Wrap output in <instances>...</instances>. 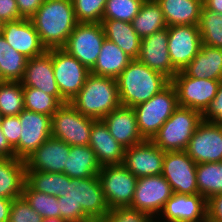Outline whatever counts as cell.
<instances>
[{"instance_id": "obj_1", "label": "cell", "mask_w": 222, "mask_h": 222, "mask_svg": "<svg viewBox=\"0 0 222 222\" xmlns=\"http://www.w3.org/2000/svg\"><path fill=\"white\" fill-rule=\"evenodd\" d=\"M60 218L66 222H98L110 208L98 175L70 178L65 175L63 197H58Z\"/></svg>"}, {"instance_id": "obj_2", "label": "cell", "mask_w": 222, "mask_h": 222, "mask_svg": "<svg viewBox=\"0 0 222 222\" xmlns=\"http://www.w3.org/2000/svg\"><path fill=\"white\" fill-rule=\"evenodd\" d=\"M30 20L46 49L62 48L78 23L72 0H44Z\"/></svg>"}, {"instance_id": "obj_3", "label": "cell", "mask_w": 222, "mask_h": 222, "mask_svg": "<svg viewBox=\"0 0 222 222\" xmlns=\"http://www.w3.org/2000/svg\"><path fill=\"white\" fill-rule=\"evenodd\" d=\"M171 81L138 59H132L117 78L120 104L135 107L151 99Z\"/></svg>"}, {"instance_id": "obj_4", "label": "cell", "mask_w": 222, "mask_h": 222, "mask_svg": "<svg viewBox=\"0 0 222 222\" xmlns=\"http://www.w3.org/2000/svg\"><path fill=\"white\" fill-rule=\"evenodd\" d=\"M70 103L82 115L102 120L121 105L117 79L90 73L84 86Z\"/></svg>"}, {"instance_id": "obj_5", "label": "cell", "mask_w": 222, "mask_h": 222, "mask_svg": "<svg viewBox=\"0 0 222 222\" xmlns=\"http://www.w3.org/2000/svg\"><path fill=\"white\" fill-rule=\"evenodd\" d=\"M202 121L201 112L179 106L151 141L163 151H184Z\"/></svg>"}, {"instance_id": "obj_6", "label": "cell", "mask_w": 222, "mask_h": 222, "mask_svg": "<svg viewBox=\"0 0 222 222\" xmlns=\"http://www.w3.org/2000/svg\"><path fill=\"white\" fill-rule=\"evenodd\" d=\"M178 107L177 91L171 82L148 101L133 107L141 136L152 140Z\"/></svg>"}, {"instance_id": "obj_7", "label": "cell", "mask_w": 222, "mask_h": 222, "mask_svg": "<svg viewBox=\"0 0 222 222\" xmlns=\"http://www.w3.org/2000/svg\"><path fill=\"white\" fill-rule=\"evenodd\" d=\"M95 121L82 115L70 102L63 103L51 116V136L70 146L89 145Z\"/></svg>"}, {"instance_id": "obj_8", "label": "cell", "mask_w": 222, "mask_h": 222, "mask_svg": "<svg viewBox=\"0 0 222 222\" xmlns=\"http://www.w3.org/2000/svg\"><path fill=\"white\" fill-rule=\"evenodd\" d=\"M98 178L110 209L130 207L138 178L123 164L101 166Z\"/></svg>"}, {"instance_id": "obj_9", "label": "cell", "mask_w": 222, "mask_h": 222, "mask_svg": "<svg viewBox=\"0 0 222 222\" xmlns=\"http://www.w3.org/2000/svg\"><path fill=\"white\" fill-rule=\"evenodd\" d=\"M61 96L71 102L84 86L90 70L62 48L47 49Z\"/></svg>"}, {"instance_id": "obj_10", "label": "cell", "mask_w": 222, "mask_h": 222, "mask_svg": "<svg viewBox=\"0 0 222 222\" xmlns=\"http://www.w3.org/2000/svg\"><path fill=\"white\" fill-rule=\"evenodd\" d=\"M104 40L101 23L78 22L62 49L91 70L97 62Z\"/></svg>"}, {"instance_id": "obj_11", "label": "cell", "mask_w": 222, "mask_h": 222, "mask_svg": "<svg viewBox=\"0 0 222 222\" xmlns=\"http://www.w3.org/2000/svg\"><path fill=\"white\" fill-rule=\"evenodd\" d=\"M171 83L176 88L179 106L191 108L203 114L215 98L221 81L196 79L179 71Z\"/></svg>"}, {"instance_id": "obj_12", "label": "cell", "mask_w": 222, "mask_h": 222, "mask_svg": "<svg viewBox=\"0 0 222 222\" xmlns=\"http://www.w3.org/2000/svg\"><path fill=\"white\" fill-rule=\"evenodd\" d=\"M196 165L185 150L166 151L162 176L168 181L174 193L198 194Z\"/></svg>"}, {"instance_id": "obj_13", "label": "cell", "mask_w": 222, "mask_h": 222, "mask_svg": "<svg viewBox=\"0 0 222 222\" xmlns=\"http://www.w3.org/2000/svg\"><path fill=\"white\" fill-rule=\"evenodd\" d=\"M173 194L172 187L162 174L140 177L130 207L158 217Z\"/></svg>"}, {"instance_id": "obj_14", "label": "cell", "mask_w": 222, "mask_h": 222, "mask_svg": "<svg viewBox=\"0 0 222 222\" xmlns=\"http://www.w3.org/2000/svg\"><path fill=\"white\" fill-rule=\"evenodd\" d=\"M18 117L21 134L13 149L17 159L25 160L51 136V116L24 109Z\"/></svg>"}, {"instance_id": "obj_15", "label": "cell", "mask_w": 222, "mask_h": 222, "mask_svg": "<svg viewBox=\"0 0 222 222\" xmlns=\"http://www.w3.org/2000/svg\"><path fill=\"white\" fill-rule=\"evenodd\" d=\"M202 39L198 25H174L168 27V51L173 67L179 72L200 51Z\"/></svg>"}, {"instance_id": "obj_16", "label": "cell", "mask_w": 222, "mask_h": 222, "mask_svg": "<svg viewBox=\"0 0 222 222\" xmlns=\"http://www.w3.org/2000/svg\"><path fill=\"white\" fill-rule=\"evenodd\" d=\"M185 151L196 164L222 162V126L203 120Z\"/></svg>"}, {"instance_id": "obj_17", "label": "cell", "mask_w": 222, "mask_h": 222, "mask_svg": "<svg viewBox=\"0 0 222 222\" xmlns=\"http://www.w3.org/2000/svg\"><path fill=\"white\" fill-rule=\"evenodd\" d=\"M165 152L151 140L125 148L123 165L137 178L160 175Z\"/></svg>"}, {"instance_id": "obj_18", "label": "cell", "mask_w": 222, "mask_h": 222, "mask_svg": "<svg viewBox=\"0 0 222 222\" xmlns=\"http://www.w3.org/2000/svg\"><path fill=\"white\" fill-rule=\"evenodd\" d=\"M157 218L164 222L206 221L207 200L199 193L194 195L174 193Z\"/></svg>"}, {"instance_id": "obj_19", "label": "cell", "mask_w": 222, "mask_h": 222, "mask_svg": "<svg viewBox=\"0 0 222 222\" xmlns=\"http://www.w3.org/2000/svg\"><path fill=\"white\" fill-rule=\"evenodd\" d=\"M1 34L14 50L28 59L40 56L47 51L30 19L21 18L4 22Z\"/></svg>"}, {"instance_id": "obj_20", "label": "cell", "mask_w": 222, "mask_h": 222, "mask_svg": "<svg viewBox=\"0 0 222 222\" xmlns=\"http://www.w3.org/2000/svg\"><path fill=\"white\" fill-rule=\"evenodd\" d=\"M146 66L162 73L170 81L178 73L173 67L168 51V27L142 38L137 58Z\"/></svg>"}, {"instance_id": "obj_21", "label": "cell", "mask_w": 222, "mask_h": 222, "mask_svg": "<svg viewBox=\"0 0 222 222\" xmlns=\"http://www.w3.org/2000/svg\"><path fill=\"white\" fill-rule=\"evenodd\" d=\"M69 151L70 145L50 136L24 160L26 171L63 173Z\"/></svg>"}, {"instance_id": "obj_22", "label": "cell", "mask_w": 222, "mask_h": 222, "mask_svg": "<svg viewBox=\"0 0 222 222\" xmlns=\"http://www.w3.org/2000/svg\"><path fill=\"white\" fill-rule=\"evenodd\" d=\"M21 83L23 87H33L56 97L62 104L67 102L58 89L52 56L47 51L40 56L28 59Z\"/></svg>"}, {"instance_id": "obj_23", "label": "cell", "mask_w": 222, "mask_h": 222, "mask_svg": "<svg viewBox=\"0 0 222 222\" xmlns=\"http://www.w3.org/2000/svg\"><path fill=\"white\" fill-rule=\"evenodd\" d=\"M102 121L109 133L125 148L145 140L139 131L136 113L132 107L120 105L107 114Z\"/></svg>"}, {"instance_id": "obj_24", "label": "cell", "mask_w": 222, "mask_h": 222, "mask_svg": "<svg viewBox=\"0 0 222 222\" xmlns=\"http://www.w3.org/2000/svg\"><path fill=\"white\" fill-rule=\"evenodd\" d=\"M89 146L95 152L101 166L122 164L125 147L109 133L102 120H96L91 128Z\"/></svg>"}, {"instance_id": "obj_25", "label": "cell", "mask_w": 222, "mask_h": 222, "mask_svg": "<svg viewBox=\"0 0 222 222\" xmlns=\"http://www.w3.org/2000/svg\"><path fill=\"white\" fill-rule=\"evenodd\" d=\"M183 72L196 79L222 81V49L202 44Z\"/></svg>"}, {"instance_id": "obj_26", "label": "cell", "mask_w": 222, "mask_h": 222, "mask_svg": "<svg viewBox=\"0 0 222 222\" xmlns=\"http://www.w3.org/2000/svg\"><path fill=\"white\" fill-rule=\"evenodd\" d=\"M25 183V161L16 157H0V197L8 199L21 197Z\"/></svg>"}, {"instance_id": "obj_27", "label": "cell", "mask_w": 222, "mask_h": 222, "mask_svg": "<svg viewBox=\"0 0 222 222\" xmlns=\"http://www.w3.org/2000/svg\"><path fill=\"white\" fill-rule=\"evenodd\" d=\"M162 8L167 27L198 25L203 0H156Z\"/></svg>"}, {"instance_id": "obj_28", "label": "cell", "mask_w": 222, "mask_h": 222, "mask_svg": "<svg viewBox=\"0 0 222 222\" xmlns=\"http://www.w3.org/2000/svg\"><path fill=\"white\" fill-rule=\"evenodd\" d=\"M105 38L115 43L132 59H137L140 53L141 38L135 32L130 22L102 19Z\"/></svg>"}, {"instance_id": "obj_29", "label": "cell", "mask_w": 222, "mask_h": 222, "mask_svg": "<svg viewBox=\"0 0 222 222\" xmlns=\"http://www.w3.org/2000/svg\"><path fill=\"white\" fill-rule=\"evenodd\" d=\"M132 60L115 43L105 38L100 54L90 73L117 79Z\"/></svg>"}, {"instance_id": "obj_30", "label": "cell", "mask_w": 222, "mask_h": 222, "mask_svg": "<svg viewBox=\"0 0 222 222\" xmlns=\"http://www.w3.org/2000/svg\"><path fill=\"white\" fill-rule=\"evenodd\" d=\"M101 165L96 159L95 152L89 145L70 146V151L64 168V174L70 178H88L97 176Z\"/></svg>"}, {"instance_id": "obj_31", "label": "cell", "mask_w": 222, "mask_h": 222, "mask_svg": "<svg viewBox=\"0 0 222 222\" xmlns=\"http://www.w3.org/2000/svg\"><path fill=\"white\" fill-rule=\"evenodd\" d=\"M131 24L141 39L167 28L162 8L156 0H145Z\"/></svg>"}, {"instance_id": "obj_32", "label": "cell", "mask_w": 222, "mask_h": 222, "mask_svg": "<svg viewBox=\"0 0 222 222\" xmlns=\"http://www.w3.org/2000/svg\"><path fill=\"white\" fill-rule=\"evenodd\" d=\"M28 58L14 50L0 33V77L2 81L21 82Z\"/></svg>"}, {"instance_id": "obj_33", "label": "cell", "mask_w": 222, "mask_h": 222, "mask_svg": "<svg viewBox=\"0 0 222 222\" xmlns=\"http://www.w3.org/2000/svg\"><path fill=\"white\" fill-rule=\"evenodd\" d=\"M198 192L206 200L222 193V162H209L196 165Z\"/></svg>"}, {"instance_id": "obj_34", "label": "cell", "mask_w": 222, "mask_h": 222, "mask_svg": "<svg viewBox=\"0 0 222 222\" xmlns=\"http://www.w3.org/2000/svg\"><path fill=\"white\" fill-rule=\"evenodd\" d=\"M26 184L35 191L63 197L65 174L41 171H26Z\"/></svg>"}, {"instance_id": "obj_35", "label": "cell", "mask_w": 222, "mask_h": 222, "mask_svg": "<svg viewBox=\"0 0 222 222\" xmlns=\"http://www.w3.org/2000/svg\"><path fill=\"white\" fill-rule=\"evenodd\" d=\"M198 28L203 45L222 49V13L208 10L203 5Z\"/></svg>"}, {"instance_id": "obj_36", "label": "cell", "mask_w": 222, "mask_h": 222, "mask_svg": "<svg viewBox=\"0 0 222 222\" xmlns=\"http://www.w3.org/2000/svg\"><path fill=\"white\" fill-rule=\"evenodd\" d=\"M25 109L21 82H0V114L19 115Z\"/></svg>"}, {"instance_id": "obj_37", "label": "cell", "mask_w": 222, "mask_h": 222, "mask_svg": "<svg viewBox=\"0 0 222 222\" xmlns=\"http://www.w3.org/2000/svg\"><path fill=\"white\" fill-rule=\"evenodd\" d=\"M25 109L52 116L62 103L54 96L33 87H23Z\"/></svg>"}, {"instance_id": "obj_38", "label": "cell", "mask_w": 222, "mask_h": 222, "mask_svg": "<svg viewBox=\"0 0 222 222\" xmlns=\"http://www.w3.org/2000/svg\"><path fill=\"white\" fill-rule=\"evenodd\" d=\"M43 218H60L58 197L32 190L26 183L22 195Z\"/></svg>"}, {"instance_id": "obj_39", "label": "cell", "mask_w": 222, "mask_h": 222, "mask_svg": "<svg viewBox=\"0 0 222 222\" xmlns=\"http://www.w3.org/2000/svg\"><path fill=\"white\" fill-rule=\"evenodd\" d=\"M145 0H107L102 19L130 22L139 13Z\"/></svg>"}, {"instance_id": "obj_40", "label": "cell", "mask_w": 222, "mask_h": 222, "mask_svg": "<svg viewBox=\"0 0 222 222\" xmlns=\"http://www.w3.org/2000/svg\"><path fill=\"white\" fill-rule=\"evenodd\" d=\"M107 0H72L77 22L101 23Z\"/></svg>"}, {"instance_id": "obj_41", "label": "cell", "mask_w": 222, "mask_h": 222, "mask_svg": "<svg viewBox=\"0 0 222 222\" xmlns=\"http://www.w3.org/2000/svg\"><path fill=\"white\" fill-rule=\"evenodd\" d=\"M154 217L131 207L110 209L98 222H150Z\"/></svg>"}, {"instance_id": "obj_42", "label": "cell", "mask_w": 222, "mask_h": 222, "mask_svg": "<svg viewBox=\"0 0 222 222\" xmlns=\"http://www.w3.org/2000/svg\"><path fill=\"white\" fill-rule=\"evenodd\" d=\"M43 217L40 216L21 196L12 201L8 222H41Z\"/></svg>"}, {"instance_id": "obj_43", "label": "cell", "mask_w": 222, "mask_h": 222, "mask_svg": "<svg viewBox=\"0 0 222 222\" xmlns=\"http://www.w3.org/2000/svg\"><path fill=\"white\" fill-rule=\"evenodd\" d=\"M0 127L7 142L14 148L18 144L21 134V123L18 115L2 116Z\"/></svg>"}, {"instance_id": "obj_44", "label": "cell", "mask_w": 222, "mask_h": 222, "mask_svg": "<svg viewBox=\"0 0 222 222\" xmlns=\"http://www.w3.org/2000/svg\"><path fill=\"white\" fill-rule=\"evenodd\" d=\"M202 115L203 120L222 126V81L219 85L215 98Z\"/></svg>"}, {"instance_id": "obj_45", "label": "cell", "mask_w": 222, "mask_h": 222, "mask_svg": "<svg viewBox=\"0 0 222 222\" xmlns=\"http://www.w3.org/2000/svg\"><path fill=\"white\" fill-rule=\"evenodd\" d=\"M21 18L16 0H0V21L2 23Z\"/></svg>"}, {"instance_id": "obj_46", "label": "cell", "mask_w": 222, "mask_h": 222, "mask_svg": "<svg viewBox=\"0 0 222 222\" xmlns=\"http://www.w3.org/2000/svg\"><path fill=\"white\" fill-rule=\"evenodd\" d=\"M207 220L222 222V193L216 194L207 200Z\"/></svg>"}, {"instance_id": "obj_47", "label": "cell", "mask_w": 222, "mask_h": 222, "mask_svg": "<svg viewBox=\"0 0 222 222\" xmlns=\"http://www.w3.org/2000/svg\"><path fill=\"white\" fill-rule=\"evenodd\" d=\"M19 14L22 18L30 19L39 7L42 5L44 0H16Z\"/></svg>"}, {"instance_id": "obj_48", "label": "cell", "mask_w": 222, "mask_h": 222, "mask_svg": "<svg viewBox=\"0 0 222 222\" xmlns=\"http://www.w3.org/2000/svg\"><path fill=\"white\" fill-rule=\"evenodd\" d=\"M0 157L14 158V149L9 145L0 127Z\"/></svg>"}, {"instance_id": "obj_49", "label": "cell", "mask_w": 222, "mask_h": 222, "mask_svg": "<svg viewBox=\"0 0 222 222\" xmlns=\"http://www.w3.org/2000/svg\"><path fill=\"white\" fill-rule=\"evenodd\" d=\"M13 199L0 197V222H8Z\"/></svg>"}, {"instance_id": "obj_50", "label": "cell", "mask_w": 222, "mask_h": 222, "mask_svg": "<svg viewBox=\"0 0 222 222\" xmlns=\"http://www.w3.org/2000/svg\"><path fill=\"white\" fill-rule=\"evenodd\" d=\"M203 5L216 13H222V0H203Z\"/></svg>"}, {"instance_id": "obj_51", "label": "cell", "mask_w": 222, "mask_h": 222, "mask_svg": "<svg viewBox=\"0 0 222 222\" xmlns=\"http://www.w3.org/2000/svg\"><path fill=\"white\" fill-rule=\"evenodd\" d=\"M41 222H66L61 218H43V220Z\"/></svg>"}, {"instance_id": "obj_52", "label": "cell", "mask_w": 222, "mask_h": 222, "mask_svg": "<svg viewBox=\"0 0 222 222\" xmlns=\"http://www.w3.org/2000/svg\"><path fill=\"white\" fill-rule=\"evenodd\" d=\"M150 222H164V221H161L157 217H154Z\"/></svg>"}, {"instance_id": "obj_53", "label": "cell", "mask_w": 222, "mask_h": 222, "mask_svg": "<svg viewBox=\"0 0 222 222\" xmlns=\"http://www.w3.org/2000/svg\"><path fill=\"white\" fill-rule=\"evenodd\" d=\"M2 25H3V23L0 21V33L2 31Z\"/></svg>"}]
</instances>
